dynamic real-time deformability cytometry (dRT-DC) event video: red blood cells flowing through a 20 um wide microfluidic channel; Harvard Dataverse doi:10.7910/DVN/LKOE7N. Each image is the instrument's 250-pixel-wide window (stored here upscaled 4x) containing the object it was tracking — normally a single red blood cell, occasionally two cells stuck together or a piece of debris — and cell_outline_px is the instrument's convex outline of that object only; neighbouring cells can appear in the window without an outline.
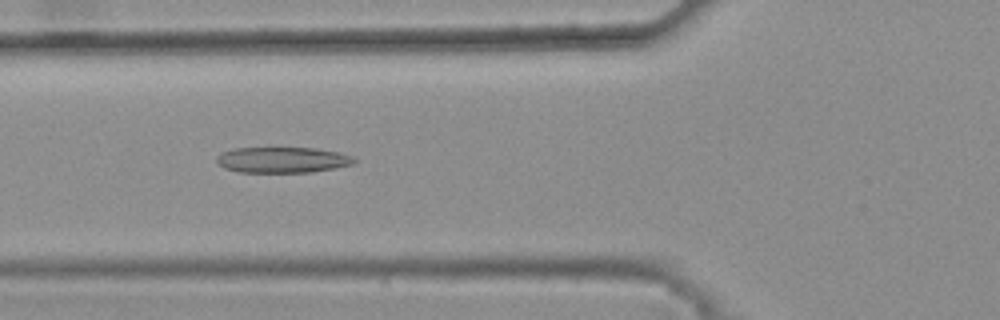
{"species": "common noctule bat (a hibernating species)", "species_latin": "Nyctalus noctula", "temperature_condition": "warm", "stored_images_in_passage": 44, "camera_frame_rate_fps": 3000, "um_per_image_px": 0.085, "animal": {"sex": "female", "body_mass_g": 25.1}, "frame": {"image": 1, "passage_image": 18, "time_ms": 5.667, "image_size_px": [1000, 320], "cell_outline_px": [[356, 160], [352, 164], [336, 168], [312, 172], [236, 172], [224, 168], [216, 160], [216, 156], [220, 152], [232, 148], [312, 148], [336, 152], [352, 156]], "centroid_in_image_um": [23.95, 13.59], "position_along_channel_um": 101.8, "area_um2": 20.63}}
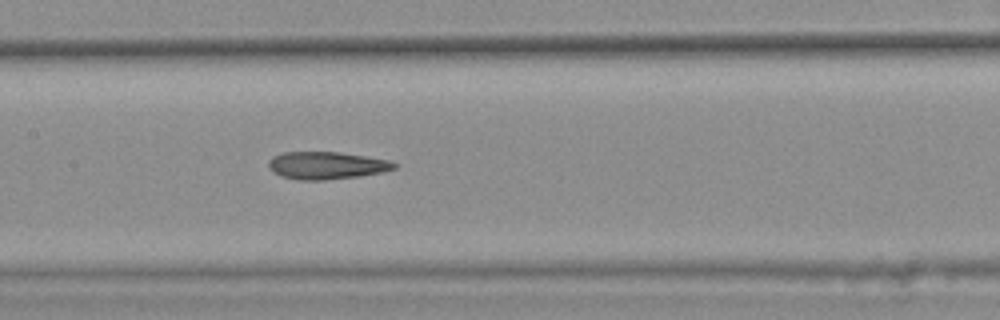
{"frame": {"image": 2, "passage_image": 24, "time_ms": 7.667, "image_size_px": [1000, 320], "cell_outline_px": [[396, 168], [384, 172], [360, 176], [324, 180], [300, 180], [280, 176], [272, 172], [268, 168], [268, 160], [272, 156], [284, 152], [340, 152], [388, 160], [396, 164]], "centroid_in_image_um": [27.71, 14.06], "position_along_channel_um": 179.7, "area_um2": 20.23}}
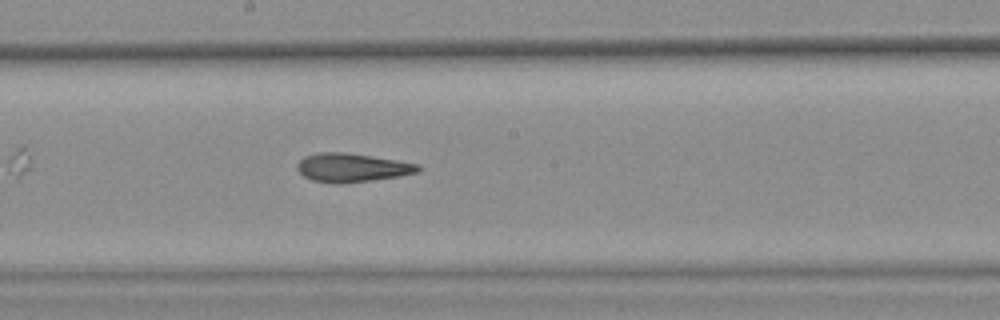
{"frame": {"image": 3, "passage_image": 27, "time_ms": 8.667, "image_size_px": [1000, 320], "cell_outline_px": [[424, 168], [420, 172], [372, 180], [312, 180], [304, 176], [296, 168], [296, 164], [304, 156], [320, 152], [344, 152], [396, 160], [420, 164]], "centroid_in_image_um": [29.97, 14.19], "position_along_channel_um": 218.2, "area_um2": 19.31}, "authors_computed_cell_mechanics": {"area_um2": 20.2878, "velocity_mm_per_s": 3.8788, "shape_relaxation_time_tau1_ms": null, "shape_relaxation_time_tau2_ms": 3.1981, "deformation_change_tau1": null, "deformation_change_tau2": 0.1396}}